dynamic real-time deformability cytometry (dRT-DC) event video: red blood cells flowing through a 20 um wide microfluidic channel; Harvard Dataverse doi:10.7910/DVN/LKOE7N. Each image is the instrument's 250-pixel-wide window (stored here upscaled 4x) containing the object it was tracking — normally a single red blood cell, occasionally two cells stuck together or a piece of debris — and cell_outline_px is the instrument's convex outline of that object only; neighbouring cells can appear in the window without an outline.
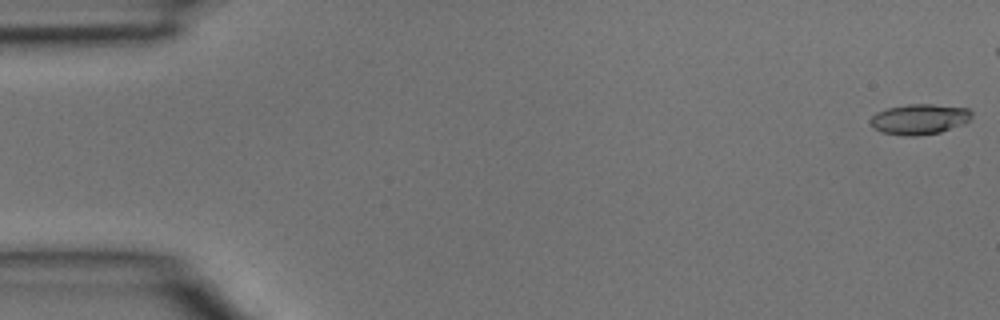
{"species": "common noctule bat (a hibernating species)", "species_latin": "Nyctalus noctula", "temperature_condition": "room temperature", "stored_images_in_passage": 5, "camera_frame_rate_fps": 3000, "um_per_image_px": 0.085, "animal": {"sex": "male", "body_mass_g": 15.6}, "frame": {"image": 1, "passage_image": 1, "time_ms": 0.0, "image_size_px": [1000, 320], "cell_outline_px": [[972, 116], [964, 124], [940, 132], [916, 136], [908, 136], [880, 132], [868, 120], [876, 112], [888, 108], [908, 104], [932, 104], [968, 108], [972, 112]], "centroid_in_image_um": [78.16, 10.12], "position_along_channel_um": 6.8, "area_um2": 17.92}}
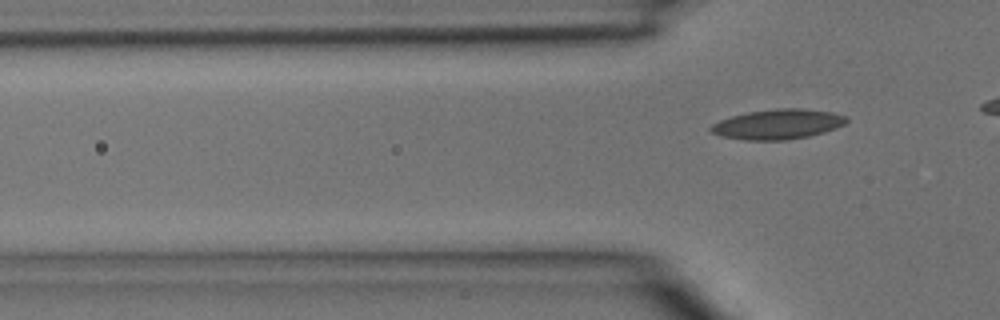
{"frame": {"image": 2, "passage_image": 5, "time_ms": 1.333, "image_size_px": [1000, 320], "cell_outline_px": [[848, 120], [844, 124], [836, 128], [824, 132], [808, 136], [788, 140], [744, 140], [720, 136], [712, 132], [708, 128], [712, 124], [720, 120], [732, 116], [748, 112], [780, 108], [800, 108], [832, 112], [848, 116]], "centroid_in_image_um": [66.12, 10.56], "position_along_channel_um": 59.7, "area_um2": 23.7}}